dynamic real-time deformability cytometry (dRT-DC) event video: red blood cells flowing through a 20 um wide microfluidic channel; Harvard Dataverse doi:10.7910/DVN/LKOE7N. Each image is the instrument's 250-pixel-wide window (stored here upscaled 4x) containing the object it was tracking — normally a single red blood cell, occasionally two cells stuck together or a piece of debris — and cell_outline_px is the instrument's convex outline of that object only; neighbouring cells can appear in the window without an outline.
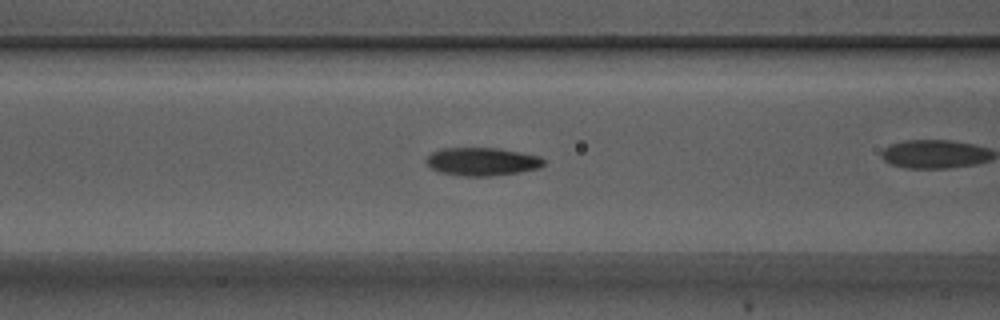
{"species": "Egyptian fruit bat (a non-hibernating species)", "species_latin": "Rousettus aegyptiacus", "temperature_condition": "warm", "stored_images_in_passage": 17, "camera_frame_rate_fps": 3000, "um_per_image_px": 0.085, "animal": {"sex": "male"}, "frame": {"image": 1, "passage_image": 12, "time_ms": 3.667, "image_size_px": [1000, 320], "cell_outline_px": [[544, 164], [540, 168], [520, 172], [488, 176], [464, 176], [440, 172], [432, 168], [428, 164], [428, 156], [432, 152], [444, 148], [500, 148], [540, 156], [544, 160]], "centroid_in_image_um": [41.02, 13.73], "position_along_channel_um": 125.6, "area_um2": 19.07}}
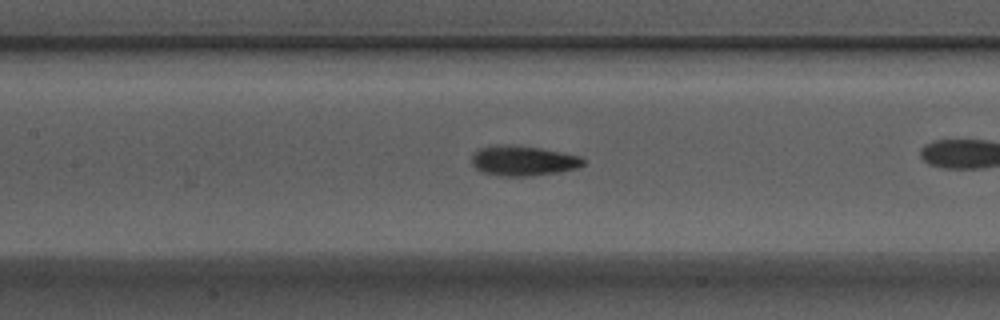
{"frame": {"image": 2, "passage_image": 15, "time_ms": 4.667, "image_size_px": [1000, 320], "cell_outline_px": [[584, 164], [576, 168], [560, 172], [528, 176], [500, 176], [480, 172], [472, 164], [472, 152], [480, 148], [496, 144], [512, 144], [540, 148], [580, 156], [584, 160]], "centroid_in_image_um": [44.41, 13.65], "position_along_channel_um": 163.0, "area_um2": 19.71}}